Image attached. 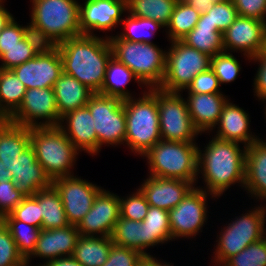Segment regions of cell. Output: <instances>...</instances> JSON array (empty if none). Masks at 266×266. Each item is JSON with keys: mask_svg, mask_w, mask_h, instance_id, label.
<instances>
[{"mask_svg": "<svg viewBox=\"0 0 266 266\" xmlns=\"http://www.w3.org/2000/svg\"><path fill=\"white\" fill-rule=\"evenodd\" d=\"M240 145L212 137L204 150L198 149V176L201 174L205 183L198 187L212 198H219L236 183L244 190L247 147Z\"/></svg>", "mask_w": 266, "mask_h": 266, "instance_id": "cell-1", "label": "cell"}, {"mask_svg": "<svg viewBox=\"0 0 266 266\" xmlns=\"http://www.w3.org/2000/svg\"><path fill=\"white\" fill-rule=\"evenodd\" d=\"M62 58L63 72L99 92L105 80L107 63L112 57L108 38L80 35L56 45Z\"/></svg>", "mask_w": 266, "mask_h": 266, "instance_id": "cell-2", "label": "cell"}, {"mask_svg": "<svg viewBox=\"0 0 266 266\" xmlns=\"http://www.w3.org/2000/svg\"><path fill=\"white\" fill-rule=\"evenodd\" d=\"M30 31L45 45L56 46L82 35L79 3L76 0H30Z\"/></svg>", "mask_w": 266, "mask_h": 266, "instance_id": "cell-3", "label": "cell"}, {"mask_svg": "<svg viewBox=\"0 0 266 266\" xmlns=\"http://www.w3.org/2000/svg\"><path fill=\"white\" fill-rule=\"evenodd\" d=\"M147 90L143 92L142 97L123 100L126 119L125 144L131 152L141 157L161 140L157 88Z\"/></svg>", "mask_w": 266, "mask_h": 266, "instance_id": "cell-4", "label": "cell"}, {"mask_svg": "<svg viewBox=\"0 0 266 266\" xmlns=\"http://www.w3.org/2000/svg\"><path fill=\"white\" fill-rule=\"evenodd\" d=\"M197 143L160 140L143 157L149 165V175L160 178L198 181Z\"/></svg>", "mask_w": 266, "mask_h": 266, "instance_id": "cell-5", "label": "cell"}, {"mask_svg": "<svg viewBox=\"0 0 266 266\" xmlns=\"http://www.w3.org/2000/svg\"><path fill=\"white\" fill-rule=\"evenodd\" d=\"M108 38L112 56L125 64L146 87L158 88L164 78L167 51L154 43L130 42L117 35Z\"/></svg>", "mask_w": 266, "mask_h": 266, "instance_id": "cell-6", "label": "cell"}, {"mask_svg": "<svg viewBox=\"0 0 266 266\" xmlns=\"http://www.w3.org/2000/svg\"><path fill=\"white\" fill-rule=\"evenodd\" d=\"M30 145L51 181L74 175L72 170L80 152L58 126L30 128Z\"/></svg>", "mask_w": 266, "mask_h": 266, "instance_id": "cell-7", "label": "cell"}, {"mask_svg": "<svg viewBox=\"0 0 266 266\" xmlns=\"http://www.w3.org/2000/svg\"><path fill=\"white\" fill-rule=\"evenodd\" d=\"M264 205L261 203L260 206L247 210L241 217H235L231 223L221 228L213 252L215 265L221 266L231 256L266 237V204Z\"/></svg>", "mask_w": 266, "mask_h": 266, "instance_id": "cell-8", "label": "cell"}, {"mask_svg": "<svg viewBox=\"0 0 266 266\" xmlns=\"http://www.w3.org/2000/svg\"><path fill=\"white\" fill-rule=\"evenodd\" d=\"M170 43L164 78L158 88L169 93H183L195 76L211 68L212 57L181 40Z\"/></svg>", "mask_w": 266, "mask_h": 266, "instance_id": "cell-9", "label": "cell"}, {"mask_svg": "<svg viewBox=\"0 0 266 266\" xmlns=\"http://www.w3.org/2000/svg\"><path fill=\"white\" fill-rule=\"evenodd\" d=\"M94 119L97 135V154L103 145H125L126 119L123 100L93 93L86 105Z\"/></svg>", "mask_w": 266, "mask_h": 266, "instance_id": "cell-10", "label": "cell"}, {"mask_svg": "<svg viewBox=\"0 0 266 266\" xmlns=\"http://www.w3.org/2000/svg\"><path fill=\"white\" fill-rule=\"evenodd\" d=\"M182 93L157 88L160 135L162 140L196 143L200 134L194 127Z\"/></svg>", "mask_w": 266, "mask_h": 266, "instance_id": "cell-11", "label": "cell"}, {"mask_svg": "<svg viewBox=\"0 0 266 266\" xmlns=\"http://www.w3.org/2000/svg\"><path fill=\"white\" fill-rule=\"evenodd\" d=\"M208 196L205 190L194 186L178 205L168 211L172 241L182 237L192 239L202 232L208 219Z\"/></svg>", "mask_w": 266, "mask_h": 266, "instance_id": "cell-12", "label": "cell"}, {"mask_svg": "<svg viewBox=\"0 0 266 266\" xmlns=\"http://www.w3.org/2000/svg\"><path fill=\"white\" fill-rule=\"evenodd\" d=\"M8 120L26 128L59 126L54 88L27 89L19 109Z\"/></svg>", "mask_w": 266, "mask_h": 266, "instance_id": "cell-13", "label": "cell"}, {"mask_svg": "<svg viewBox=\"0 0 266 266\" xmlns=\"http://www.w3.org/2000/svg\"><path fill=\"white\" fill-rule=\"evenodd\" d=\"M11 70L27 89L54 88L63 73V63L57 46L45 45L34 58Z\"/></svg>", "mask_w": 266, "mask_h": 266, "instance_id": "cell-14", "label": "cell"}, {"mask_svg": "<svg viewBox=\"0 0 266 266\" xmlns=\"http://www.w3.org/2000/svg\"><path fill=\"white\" fill-rule=\"evenodd\" d=\"M52 186L61 197L69 224L75 226L88 213L102 190V187L74 175L52 180Z\"/></svg>", "mask_w": 266, "mask_h": 266, "instance_id": "cell-15", "label": "cell"}, {"mask_svg": "<svg viewBox=\"0 0 266 266\" xmlns=\"http://www.w3.org/2000/svg\"><path fill=\"white\" fill-rule=\"evenodd\" d=\"M225 52L242 53L247 60L266 48V30L261 20L238 16L223 32Z\"/></svg>", "mask_w": 266, "mask_h": 266, "instance_id": "cell-16", "label": "cell"}, {"mask_svg": "<svg viewBox=\"0 0 266 266\" xmlns=\"http://www.w3.org/2000/svg\"><path fill=\"white\" fill-rule=\"evenodd\" d=\"M119 217V196L102 189L97 194L91 209L78 223L77 229L80 236L111 237Z\"/></svg>", "mask_w": 266, "mask_h": 266, "instance_id": "cell-17", "label": "cell"}, {"mask_svg": "<svg viewBox=\"0 0 266 266\" xmlns=\"http://www.w3.org/2000/svg\"><path fill=\"white\" fill-rule=\"evenodd\" d=\"M126 11L127 0H85L84 4H79L82 35L96 36V30L112 31L121 24Z\"/></svg>", "mask_w": 266, "mask_h": 266, "instance_id": "cell-18", "label": "cell"}, {"mask_svg": "<svg viewBox=\"0 0 266 266\" xmlns=\"http://www.w3.org/2000/svg\"><path fill=\"white\" fill-rule=\"evenodd\" d=\"M143 181L139 189L149 206L166 211L178 205L195 186L192 182L180 179L160 178L150 175Z\"/></svg>", "mask_w": 266, "mask_h": 266, "instance_id": "cell-19", "label": "cell"}, {"mask_svg": "<svg viewBox=\"0 0 266 266\" xmlns=\"http://www.w3.org/2000/svg\"><path fill=\"white\" fill-rule=\"evenodd\" d=\"M58 127L79 152L84 151L89 155L92 154L91 156L97 155V135L94 128V119L87 106L69 111L61 116Z\"/></svg>", "mask_w": 266, "mask_h": 266, "instance_id": "cell-20", "label": "cell"}, {"mask_svg": "<svg viewBox=\"0 0 266 266\" xmlns=\"http://www.w3.org/2000/svg\"><path fill=\"white\" fill-rule=\"evenodd\" d=\"M79 237L80 234L75 225L56 229H42L35 251L26 260L27 266H29L31 259L35 257L45 258L48 262L59 257L72 256Z\"/></svg>", "mask_w": 266, "mask_h": 266, "instance_id": "cell-21", "label": "cell"}, {"mask_svg": "<svg viewBox=\"0 0 266 266\" xmlns=\"http://www.w3.org/2000/svg\"><path fill=\"white\" fill-rule=\"evenodd\" d=\"M11 173L12 181L25 196H33L37 191L52 185V181L38 163L31 145L13 163Z\"/></svg>", "mask_w": 266, "mask_h": 266, "instance_id": "cell-22", "label": "cell"}, {"mask_svg": "<svg viewBox=\"0 0 266 266\" xmlns=\"http://www.w3.org/2000/svg\"><path fill=\"white\" fill-rule=\"evenodd\" d=\"M227 100L223 106L222 113L216 124L217 131L214 137L244 144L243 147H248L259 139L258 136L252 134L249 129L250 117L243 108L237 106L233 102Z\"/></svg>", "mask_w": 266, "mask_h": 266, "instance_id": "cell-23", "label": "cell"}, {"mask_svg": "<svg viewBox=\"0 0 266 266\" xmlns=\"http://www.w3.org/2000/svg\"><path fill=\"white\" fill-rule=\"evenodd\" d=\"M227 97L222 93H188V97L185 98L188 111L192 123L200 135L216 129L223 106L229 99Z\"/></svg>", "mask_w": 266, "mask_h": 266, "instance_id": "cell-24", "label": "cell"}, {"mask_svg": "<svg viewBox=\"0 0 266 266\" xmlns=\"http://www.w3.org/2000/svg\"><path fill=\"white\" fill-rule=\"evenodd\" d=\"M244 189L249 197L266 202V142L262 138L247 147Z\"/></svg>", "mask_w": 266, "mask_h": 266, "instance_id": "cell-25", "label": "cell"}, {"mask_svg": "<svg viewBox=\"0 0 266 266\" xmlns=\"http://www.w3.org/2000/svg\"><path fill=\"white\" fill-rule=\"evenodd\" d=\"M54 92L60 116L86 106L94 93L86 85L64 72L56 80Z\"/></svg>", "mask_w": 266, "mask_h": 266, "instance_id": "cell-26", "label": "cell"}, {"mask_svg": "<svg viewBox=\"0 0 266 266\" xmlns=\"http://www.w3.org/2000/svg\"><path fill=\"white\" fill-rule=\"evenodd\" d=\"M30 145V128L9 120L0 121V160L11 171L13 163Z\"/></svg>", "mask_w": 266, "mask_h": 266, "instance_id": "cell-27", "label": "cell"}, {"mask_svg": "<svg viewBox=\"0 0 266 266\" xmlns=\"http://www.w3.org/2000/svg\"><path fill=\"white\" fill-rule=\"evenodd\" d=\"M26 90L11 69L0 68V121H7L19 109Z\"/></svg>", "mask_w": 266, "mask_h": 266, "instance_id": "cell-28", "label": "cell"}, {"mask_svg": "<svg viewBox=\"0 0 266 266\" xmlns=\"http://www.w3.org/2000/svg\"><path fill=\"white\" fill-rule=\"evenodd\" d=\"M113 246L111 237L80 236L72 257L83 266H102Z\"/></svg>", "mask_w": 266, "mask_h": 266, "instance_id": "cell-29", "label": "cell"}, {"mask_svg": "<svg viewBox=\"0 0 266 266\" xmlns=\"http://www.w3.org/2000/svg\"><path fill=\"white\" fill-rule=\"evenodd\" d=\"M134 79L140 87L143 85L135 74L123 63H120L113 56L107 63L105 80L98 92L100 94L117 97L122 100L133 98V95L125 89V85Z\"/></svg>", "mask_w": 266, "mask_h": 266, "instance_id": "cell-30", "label": "cell"}, {"mask_svg": "<svg viewBox=\"0 0 266 266\" xmlns=\"http://www.w3.org/2000/svg\"><path fill=\"white\" fill-rule=\"evenodd\" d=\"M33 196L40 204L42 229H56L70 225L61 197L52 185L37 191Z\"/></svg>", "mask_w": 266, "mask_h": 266, "instance_id": "cell-31", "label": "cell"}, {"mask_svg": "<svg viewBox=\"0 0 266 266\" xmlns=\"http://www.w3.org/2000/svg\"><path fill=\"white\" fill-rule=\"evenodd\" d=\"M181 41L211 57L224 52L223 33L218 31L216 26L203 20H199Z\"/></svg>", "mask_w": 266, "mask_h": 266, "instance_id": "cell-32", "label": "cell"}, {"mask_svg": "<svg viewBox=\"0 0 266 266\" xmlns=\"http://www.w3.org/2000/svg\"><path fill=\"white\" fill-rule=\"evenodd\" d=\"M142 222L145 232V256L150 255L146 252L147 248L172 241L168 211L149 206Z\"/></svg>", "mask_w": 266, "mask_h": 266, "instance_id": "cell-33", "label": "cell"}, {"mask_svg": "<svg viewBox=\"0 0 266 266\" xmlns=\"http://www.w3.org/2000/svg\"><path fill=\"white\" fill-rule=\"evenodd\" d=\"M45 44L31 31L12 47H0V68L12 69L34 58Z\"/></svg>", "mask_w": 266, "mask_h": 266, "instance_id": "cell-34", "label": "cell"}, {"mask_svg": "<svg viewBox=\"0 0 266 266\" xmlns=\"http://www.w3.org/2000/svg\"><path fill=\"white\" fill-rule=\"evenodd\" d=\"M178 0H127V13L167 26Z\"/></svg>", "mask_w": 266, "mask_h": 266, "instance_id": "cell-35", "label": "cell"}, {"mask_svg": "<svg viewBox=\"0 0 266 266\" xmlns=\"http://www.w3.org/2000/svg\"><path fill=\"white\" fill-rule=\"evenodd\" d=\"M116 245L139 251L145 256L144 223L119 217L111 235Z\"/></svg>", "mask_w": 266, "mask_h": 266, "instance_id": "cell-36", "label": "cell"}, {"mask_svg": "<svg viewBox=\"0 0 266 266\" xmlns=\"http://www.w3.org/2000/svg\"><path fill=\"white\" fill-rule=\"evenodd\" d=\"M2 222L9 229L19 254L26 261L35 251L36 243L42 229L15 220L10 214L6 215L2 219Z\"/></svg>", "mask_w": 266, "mask_h": 266, "instance_id": "cell-37", "label": "cell"}, {"mask_svg": "<svg viewBox=\"0 0 266 266\" xmlns=\"http://www.w3.org/2000/svg\"><path fill=\"white\" fill-rule=\"evenodd\" d=\"M200 13L183 0H178L166 26L169 41L182 40L199 21Z\"/></svg>", "mask_w": 266, "mask_h": 266, "instance_id": "cell-38", "label": "cell"}, {"mask_svg": "<svg viewBox=\"0 0 266 266\" xmlns=\"http://www.w3.org/2000/svg\"><path fill=\"white\" fill-rule=\"evenodd\" d=\"M127 18L121 21L124 30L117 34L120 39L130 42L153 43L151 38L154 36L156 30L165 28L161 23L153 21L148 18H141L133 16L128 13ZM152 36V37H151Z\"/></svg>", "mask_w": 266, "mask_h": 266, "instance_id": "cell-39", "label": "cell"}, {"mask_svg": "<svg viewBox=\"0 0 266 266\" xmlns=\"http://www.w3.org/2000/svg\"><path fill=\"white\" fill-rule=\"evenodd\" d=\"M238 17L237 9L232 0L215 3L206 13L200 14L199 20L216 26L217 30L224 32Z\"/></svg>", "mask_w": 266, "mask_h": 266, "instance_id": "cell-40", "label": "cell"}, {"mask_svg": "<svg viewBox=\"0 0 266 266\" xmlns=\"http://www.w3.org/2000/svg\"><path fill=\"white\" fill-rule=\"evenodd\" d=\"M221 266H266V237L231 256Z\"/></svg>", "mask_w": 266, "mask_h": 266, "instance_id": "cell-41", "label": "cell"}, {"mask_svg": "<svg viewBox=\"0 0 266 266\" xmlns=\"http://www.w3.org/2000/svg\"><path fill=\"white\" fill-rule=\"evenodd\" d=\"M238 59L230 52H221L211 58V69L218 78L220 86L237 79L241 70Z\"/></svg>", "mask_w": 266, "mask_h": 266, "instance_id": "cell-42", "label": "cell"}, {"mask_svg": "<svg viewBox=\"0 0 266 266\" xmlns=\"http://www.w3.org/2000/svg\"><path fill=\"white\" fill-rule=\"evenodd\" d=\"M133 194L120 199V217L142 222L149 209L145 196L138 188Z\"/></svg>", "mask_w": 266, "mask_h": 266, "instance_id": "cell-43", "label": "cell"}, {"mask_svg": "<svg viewBox=\"0 0 266 266\" xmlns=\"http://www.w3.org/2000/svg\"><path fill=\"white\" fill-rule=\"evenodd\" d=\"M0 266H27L7 226L0 220Z\"/></svg>", "mask_w": 266, "mask_h": 266, "instance_id": "cell-44", "label": "cell"}, {"mask_svg": "<svg viewBox=\"0 0 266 266\" xmlns=\"http://www.w3.org/2000/svg\"><path fill=\"white\" fill-rule=\"evenodd\" d=\"M10 215L18 221L42 229V214L40 204L34 196H25L22 202L17 205Z\"/></svg>", "mask_w": 266, "mask_h": 266, "instance_id": "cell-45", "label": "cell"}, {"mask_svg": "<svg viewBox=\"0 0 266 266\" xmlns=\"http://www.w3.org/2000/svg\"><path fill=\"white\" fill-rule=\"evenodd\" d=\"M24 197L12 180L0 182V220L9 215Z\"/></svg>", "mask_w": 266, "mask_h": 266, "instance_id": "cell-46", "label": "cell"}, {"mask_svg": "<svg viewBox=\"0 0 266 266\" xmlns=\"http://www.w3.org/2000/svg\"><path fill=\"white\" fill-rule=\"evenodd\" d=\"M143 256L139 251L113 243L107 261L102 266H136Z\"/></svg>", "mask_w": 266, "mask_h": 266, "instance_id": "cell-47", "label": "cell"}, {"mask_svg": "<svg viewBox=\"0 0 266 266\" xmlns=\"http://www.w3.org/2000/svg\"><path fill=\"white\" fill-rule=\"evenodd\" d=\"M220 89L218 78L216 77L214 71L210 68L195 76L186 91L188 93L197 94L222 93Z\"/></svg>", "mask_w": 266, "mask_h": 266, "instance_id": "cell-48", "label": "cell"}, {"mask_svg": "<svg viewBox=\"0 0 266 266\" xmlns=\"http://www.w3.org/2000/svg\"><path fill=\"white\" fill-rule=\"evenodd\" d=\"M13 17L0 32V47L17 45L29 32V24L22 26Z\"/></svg>", "mask_w": 266, "mask_h": 266, "instance_id": "cell-49", "label": "cell"}, {"mask_svg": "<svg viewBox=\"0 0 266 266\" xmlns=\"http://www.w3.org/2000/svg\"><path fill=\"white\" fill-rule=\"evenodd\" d=\"M238 16L263 21L266 14V0H232Z\"/></svg>", "mask_w": 266, "mask_h": 266, "instance_id": "cell-50", "label": "cell"}, {"mask_svg": "<svg viewBox=\"0 0 266 266\" xmlns=\"http://www.w3.org/2000/svg\"><path fill=\"white\" fill-rule=\"evenodd\" d=\"M250 61L259 63L256 76L253 80V90L254 96L256 95L264 103L266 101V48L262 49Z\"/></svg>", "mask_w": 266, "mask_h": 266, "instance_id": "cell-51", "label": "cell"}, {"mask_svg": "<svg viewBox=\"0 0 266 266\" xmlns=\"http://www.w3.org/2000/svg\"><path fill=\"white\" fill-rule=\"evenodd\" d=\"M189 4L192 8L197 10L200 14L206 13L215 3L222 2L224 0H183Z\"/></svg>", "mask_w": 266, "mask_h": 266, "instance_id": "cell-52", "label": "cell"}, {"mask_svg": "<svg viewBox=\"0 0 266 266\" xmlns=\"http://www.w3.org/2000/svg\"><path fill=\"white\" fill-rule=\"evenodd\" d=\"M38 266H83L72 256L59 257Z\"/></svg>", "mask_w": 266, "mask_h": 266, "instance_id": "cell-53", "label": "cell"}, {"mask_svg": "<svg viewBox=\"0 0 266 266\" xmlns=\"http://www.w3.org/2000/svg\"><path fill=\"white\" fill-rule=\"evenodd\" d=\"M172 263L169 264V262H163L160 260H157V258L153 257L152 255L149 256H143V258L138 262L136 266H173Z\"/></svg>", "mask_w": 266, "mask_h": 266, "instance_id": "cell-54", "label": "cell"}, {"mask_svg": "<svg viewBox=\"0 0 266 266\" xmlns=\"http://www.w3.org/2000/svg\"><path fill=\"white\" fill-rule=\"evenodd\" d=\"M6 0H0V30H2L8 22L13 18L11 14L5 7L4 4Z\"/></svg>", "mask_w": 266, "mask_h": 266, "instance_id": "cell-55", "label": "cell"}, {"mask_svg": "<svg viewBox=\"0 0 266 266\" xmlns=\"http://www.w3.org/2000/svg\"><path fill=\"white\" fill-rule=\"evenodd\" d=\"M12 173L4 167V163L0 160V182L12 180Z\"/></svg>", "mask_w": 266, "mask_h": 266, "instance_id": "cell-56", "label": "cell"}, {"mask_svg": "<svg viewBox=\"0 0 266 266\" xmlns=\"http://www.w3.org/2000/svg\"><path fill=\"white\" fill-rule=\"evenodd\" d=\"M263 23H264V27H265V30H266V14H265V18L263 19Z\"/></svg>", "mask_w": 266, "mask_h": 266, "instance_id": "cell-57", "label": "cell"}, {"mask_svg": "<svg viewBox=\"0 0 266 266\" xmlns=\"http://www.w3.org/2000/svg\"><path fill=\"white\" fill-rule=\"evenodd\" d=\"M264 102L266 103V101H264ZM264 108L266 109V104H265ZM265 116H266V110H265Z\"/></svg>", "mask_w": 266, "mask_h": 266, "instance_id": "cell-58", "label": "cell"}]
</instances>
